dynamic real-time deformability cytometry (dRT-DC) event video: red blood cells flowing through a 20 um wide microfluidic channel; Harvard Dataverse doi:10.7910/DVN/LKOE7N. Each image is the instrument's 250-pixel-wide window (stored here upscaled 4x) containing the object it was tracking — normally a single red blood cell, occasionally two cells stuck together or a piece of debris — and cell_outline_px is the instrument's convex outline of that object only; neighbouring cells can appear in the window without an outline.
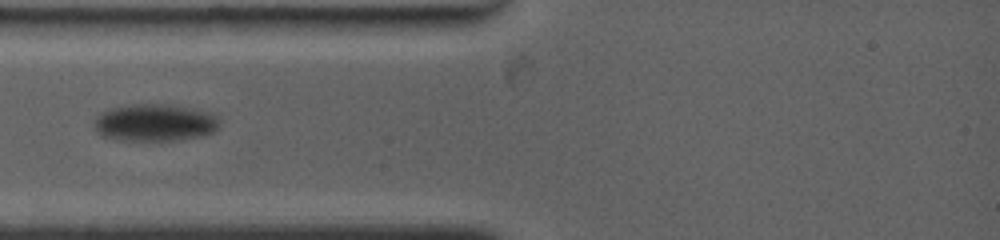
{"species": "common noctule bat (a hibernating species)", "species_latin": "Nyctalus noctula", "temperature_condition": "warm", "stored_images_in_passage": 23, "camera_frame_rate_fps": 4500, "um_per_image_px": 0.085, "animal": {"sex": "female", "body_mass_g": 19.0, "forearm_length_mm": 53.3}, "frame": {"image": 1, "passage_image": 1, "time_ms": 0.0, "image_size_px": [1000, 240], "cell_outline_px": [[220, 124], [212, 132], [200, 136], [172, 140], [120, 140], [100, 136], [96, 128], [96, 116], [100, 112], [112, 108], [136, 104], [172, 104], [196, 108], [220, 120]], "centroid_in_image_um": [13.13, 10.41], "position_along_channel_um": 71.9, "area_um2": 26.88}}
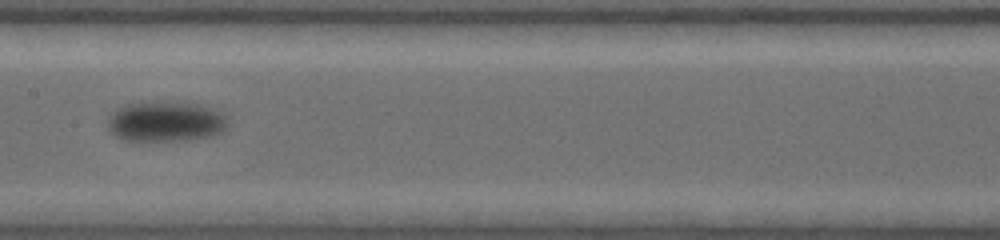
{"frame": {"image": 2, "passage_image": 6, "time_ms": 3.556, "image_size_px": [1000, 240], "cell_outline_px": [[228, 128], [220, 132], [208, 136], [184, 140], [124, 140], [116, 136], [108, 128], [108, 116], [116, 108], [124, 104], [140, 100], [176, 100], [200, 104], [212, 108], [220, 112], [224, 116], [228, 124]], "centroid_in_image_um": [14.04, 10.26], "position_along_channel_um": 193.4, "area_um2": 28.96}}
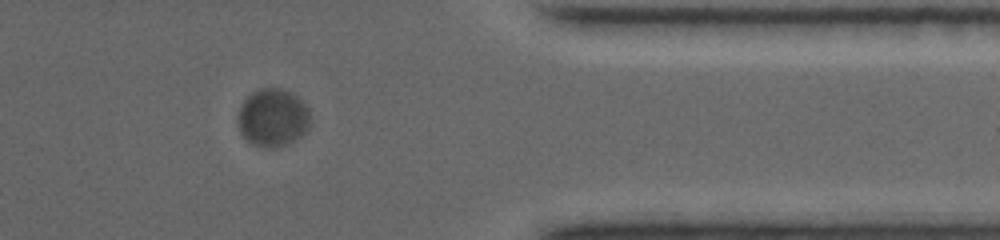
{"frame": {"image": 3, "passage_image": 15, "time_ms": 9.778, "image_size_px": [1000, 240], "cell_outline_px": [[312, 124], [308, 132], [288, 144], [276, 148], [264, 148], [252, 144], [240, 132], [236, 120], [240, 104], [252, 92], [260, 88], [280, 88], [292, 92], [308, 108], [312, 120]], "centroid_in_image_um": [23.21, 10.02], "position_along_channel_um": 388.2, "area_um2": 25.09}}